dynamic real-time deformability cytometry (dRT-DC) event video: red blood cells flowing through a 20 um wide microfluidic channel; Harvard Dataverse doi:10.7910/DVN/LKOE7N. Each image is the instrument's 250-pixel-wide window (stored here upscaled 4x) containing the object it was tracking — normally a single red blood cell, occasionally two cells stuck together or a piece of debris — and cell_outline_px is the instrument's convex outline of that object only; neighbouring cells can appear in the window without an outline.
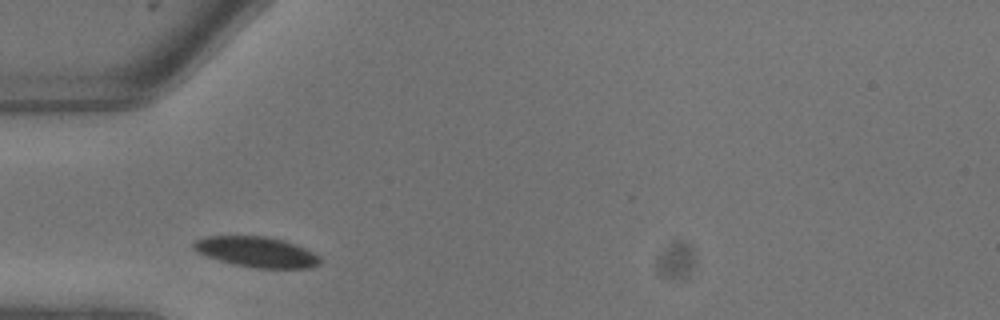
{"species": "common noctule bat (a hibernating species)", "species_latin": "Nyctalus noctula", "temperature_condition": "warm", "stored_images_in_passage": 6, "camera_frame_rate_fps": 3000, "um_per_image_px": 0.085, "animal": {"sex": "male", "body_mass_g": 13.3}, "frame": {"image": 1, "passage_image": 2, "time_ms": 0.333, "image_size_px": [1000, 320], "cell_outline_px": [[324, 260], [320, 264], [312, 268], [256, 268], [236, 264], [220, 260], [196, 252], [192, 248], [192, 244], [196, 240], [204, 236], [268, 236], [284, 240], [296, 244], [320, 256]], "centroid_in_image_um": [21.85, 21.41], "position_along_channel_um": 63.2, "area_um2": 22.54}}
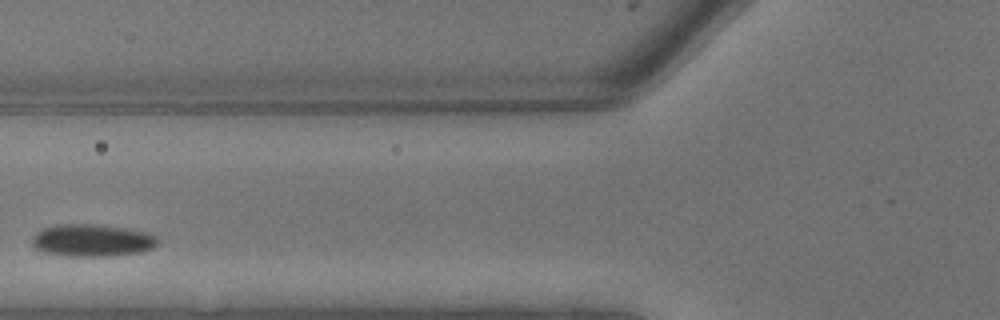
{"frame": {"image": 2, "passage_image": 4, "time_ms": 1.0, "image_size_px": [1000, 320], "cell_outline_px": [[160, 244], [152, 248], [140, 252], [108, 256], [68, 256], [44, 252], [36, 248], [32, 244], [32, 236], [36, 232], [44, 228], [56, 224], [96, 224], [128, 228], [148, 232], [160, 236]], "centroid_in_image_um": [7.89, 20.42], "position_along_channel_um": 117.9, "area_um2": 24.04}}